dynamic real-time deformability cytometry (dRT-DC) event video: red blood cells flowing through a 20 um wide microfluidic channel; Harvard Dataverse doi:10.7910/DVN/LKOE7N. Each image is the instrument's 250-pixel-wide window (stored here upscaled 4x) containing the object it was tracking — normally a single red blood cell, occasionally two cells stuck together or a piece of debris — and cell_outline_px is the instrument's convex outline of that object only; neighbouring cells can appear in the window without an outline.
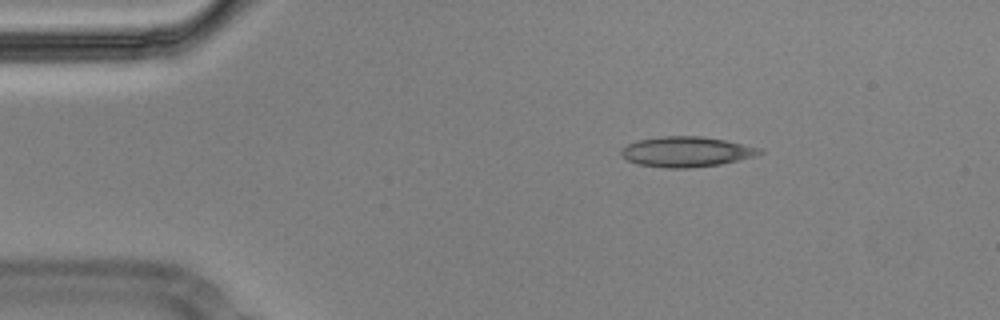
{"species": "Egyptian fruit bat (a non-hibernating species)", "species_latin": "Rousettus aegyptiacus", "temperature_condition": "cold", "stored_images_in_passage": 47, "camera_frame_rate_fps": 3000, "um_per_image_px": 0.085, "animal": {"sex": "male"}, "frame": {"image": 1, "passage_image": 1, "time_ms": 0.0, "image_size_px": [1000, 320], "cell_outline_px": [[764, 152], [756, 156], [740, 160], [720, 164], [688, 168], [664, 168], [636, 164], [628, 160], [620, 152], [628, 144], [636, 140], [660, 136], [700, 136], [728, 140], [764, 148]], "centroid_in_image_um": [58.41, 12.89], "position_along_channel_um": 26.6, "area_um2": 24.68}}
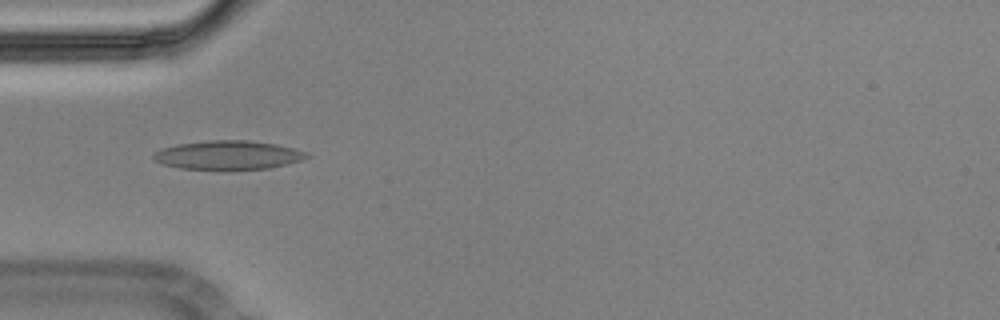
{"frame": {"image": 2, "passage_image": 9, "time_ms": 2.667, "image_size_px": [1000, 320], "cell_outline_px": [[312, 156], [288, 164], [268, 168], [232, 172], [180, 168], [164, 164], [156, 160], [152, 156], [160, 148], [176, 144], [208, 140], [248, 140], [276, 144], [308, 152]], "centroid_in_image_um": [19.41, 13.21], "position_along_channel_um": 65.6, "area_um2": 26.59}}
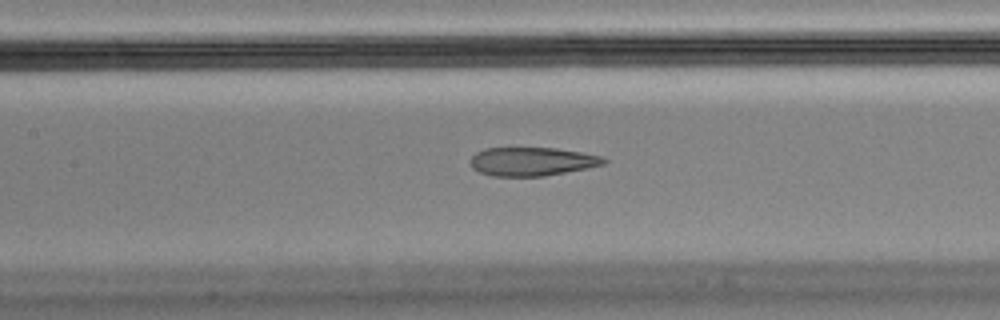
{"frame": {"image": 3, "passage_image": 17, "time_ms": 5.333, "image_size_px": [1000, 320], "cell_outline_px": [[608, 160], [604, 164], [588, 168], [544, 176], [492, 176], [480, 172], [472, 168], [472, 156], [476, 152], [484, 148], [556, 148], [580, 152], [600, 156]], "centroid_in_image_um": [45.22, 13.73], "position_along_channel_um": 162.2, "area_um2": 22.08}, "authors_computed_cell_mechanics": {"area_um2": 24.7384, "velocity_mm_per_s": 3.5863, "shape_relaxation_time_tau1_ms": null, "shape_relaxation_time_tau2_ms": 2.0785, "deformation_change_tau1": null, "deformation_change_tau2": 0.0818}}